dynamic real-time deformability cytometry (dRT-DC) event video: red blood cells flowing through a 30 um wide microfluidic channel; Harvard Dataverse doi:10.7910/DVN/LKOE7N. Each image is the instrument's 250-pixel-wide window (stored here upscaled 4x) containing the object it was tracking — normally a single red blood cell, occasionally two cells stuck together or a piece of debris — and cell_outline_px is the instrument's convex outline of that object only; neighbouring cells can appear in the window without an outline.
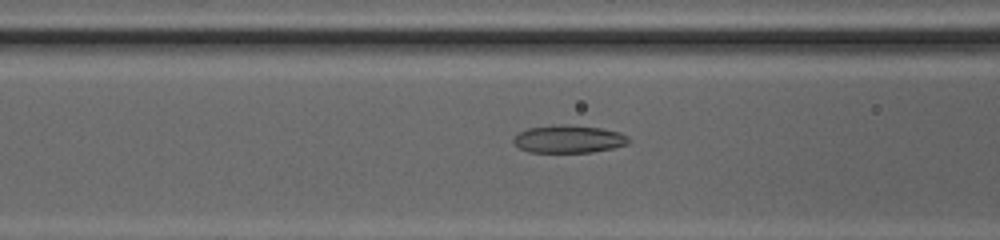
{"species": "common noctule bat (a hibernating species)", "species_latin": "Nyctalus noctula", "temperature_condition": "cold", "stored_images_in_passage": 51, "camera_frame_rate_fps": 3000, "um_per_image_px": 0.085, "animal": {"sex": "female", "body_mass_g": 20.0, "forearm_length_mm": 54.0}, "frame": {"image": 1, "passage_image": 23, "time_ms": 7.333, "image_size_px": [1000, 240], "cell_outline_px": [[632, 140], [628, 144], [612, 148], [592, 152], [528, 152], [520, 148], [512, 140], [520, 132], [528, 128], [564, 124], [600, 128], [620, 132], [628, 136]], "centroid_in_image_um": [48.38, 11.82], "position_along_channel_um": 118.2, "area_um2": 18.5}}
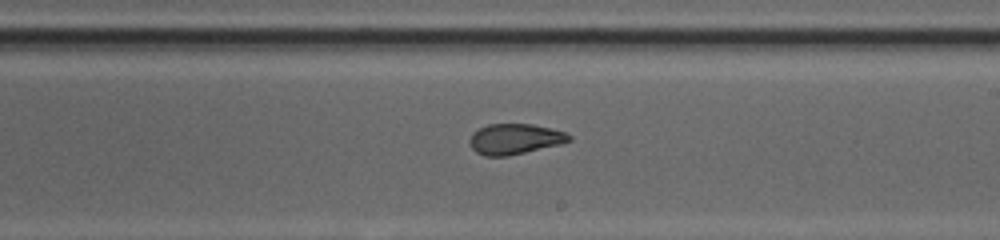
{"frame": {"image": 2, "passage_image": 32, "time_ms": 10.333, "image_size_px": [1000, 240], "cell_outline_px": [[572, 140], [560, 144], [508, 156], [484, 156], [476, 152], [472, 148], [468, 140], [472, 132], [488, 124], [532, 124], [564, 132], [572, 136]], "centroid_in_image_um": [43.72, 11.82], "position_along_channel_um": 245.3, "area_um2": 17.63}}
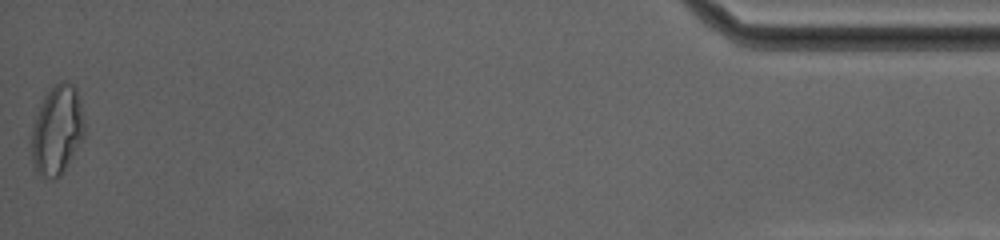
{"frame": {"image": 3, "passage_image": 51, "time_ms": 16.667, "image_size_px": [1000, 240], "cell_outline_px": [[84, 136], [68, 164], [60, 176], [52, 180], [40, 176], [36, 172], [32, 164], [32, 128], [36, 116], [44, 96], [60, 80], [68, 80], [76, 88], [80, 96], [84, 120]], "centroid_in_image_um": [4.86, 11.07], "position_along_channel_um": 430.3, "area_um2": 27.69}, "authors_computed_cell_mechanics": {"area_um2": 19.941, "velocity_mm_per_s": 4.2295, "shape_relaxation_time_tau1_ms": 7.2076, "shape_relaxation_time_tau2_ms": 1.1901, "deformation_change_tau1": 0.2204, "deformation_change_tau2": 0.0763}}